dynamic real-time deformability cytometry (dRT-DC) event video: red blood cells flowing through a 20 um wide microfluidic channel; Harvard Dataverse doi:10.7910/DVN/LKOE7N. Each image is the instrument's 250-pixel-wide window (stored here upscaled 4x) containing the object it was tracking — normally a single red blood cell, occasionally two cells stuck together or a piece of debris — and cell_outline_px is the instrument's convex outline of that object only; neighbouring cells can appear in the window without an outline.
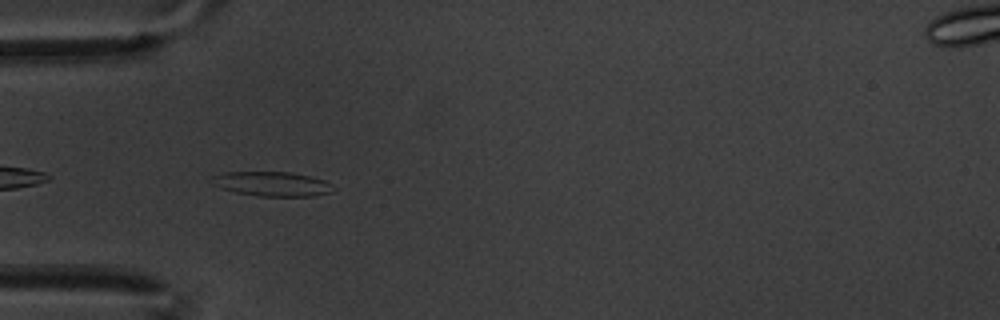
{"species": "common noctule bat (a hibernating species)", "species_latin": "Nyctalus noctula", "temperature_condition": "warm", "stored_images_in_passage": 35, "camera_frame_rate_fps": 3000, "um_per_image_px": 0.085, "animal": {"sex": "male", "body_mass_g": 20.1, "forearm_length_mm": 53.5}, "frame": {"image": 1, "passage_image": 1, "time_ms": 0.0, "image_size_px": [1000, 320], "cell_outline_px": [[336, 188], [332, 192], [312, 196], [260, 196], [236, 192], [212, 184], [212, 176], [224, 172], [292, 172], [324, 180], [332, 184]], "centroid_in_image_um": [23.17, 15.63], "position_along_channel_um": 61.8, "area_um2": 17.22}}
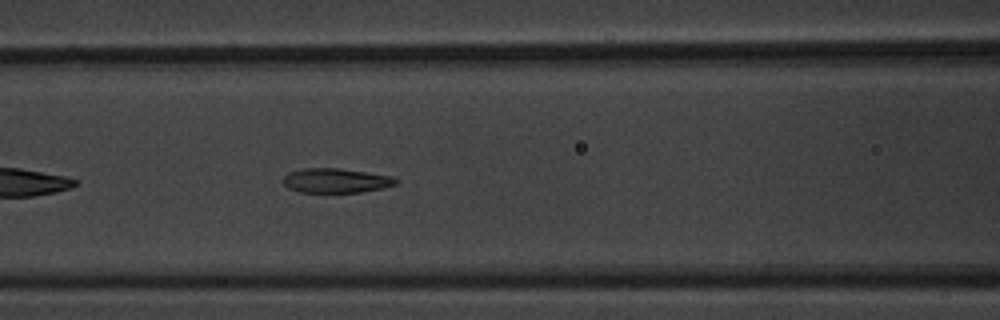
{"frame": {"image": 2, "passage_image": 8, "time_ms": 2.333, "image_size_px": [1000, 320], "cell_outline_px": [[400, 180], [396, 184], [384, 188], [360, 192], [300, 192], [288, 188], [284, 184], [284, 176], [288, 172], [304, 168], [340, 168], [392, 176]], "centroid_in_image_um": [28.57, 15.34], "position_along_channel_um": 138.0, "area_um2": 16.13}}
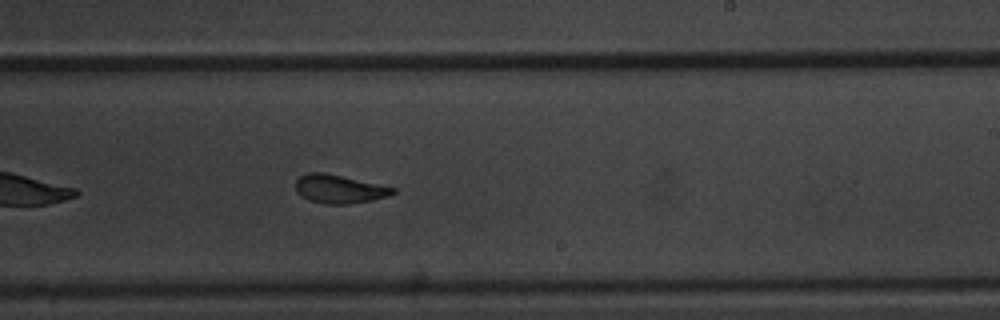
{"frame": {"image": 3, "passage_image": 19, "time_ms": 6.0, "image_size_px": [1000, 320], "cell_outline_px": [[396, 192], [388, 196], [372, 200], [348, 204], [324, 204], [308, 200], [296, 192], [296, 180], [300, 176], [308, 172], [324, 172], [396, 188]], "centroid_in_image_um": [28.81, 16.07], "position_along_channel_um": 260.2, "area_um2": 16.13}, "authors_computed_cell_mechanics": {"area_um2": 16.5886, "velocity_mm_per_s": 3.3322, "shape_relaxation_time_tau1_ms": 3.065, "shape_relaxation_time_tau2_ms": 1.3677, "deformation_change_tau1": 0.1628, "deformation_change_tau2": 0.0862}}